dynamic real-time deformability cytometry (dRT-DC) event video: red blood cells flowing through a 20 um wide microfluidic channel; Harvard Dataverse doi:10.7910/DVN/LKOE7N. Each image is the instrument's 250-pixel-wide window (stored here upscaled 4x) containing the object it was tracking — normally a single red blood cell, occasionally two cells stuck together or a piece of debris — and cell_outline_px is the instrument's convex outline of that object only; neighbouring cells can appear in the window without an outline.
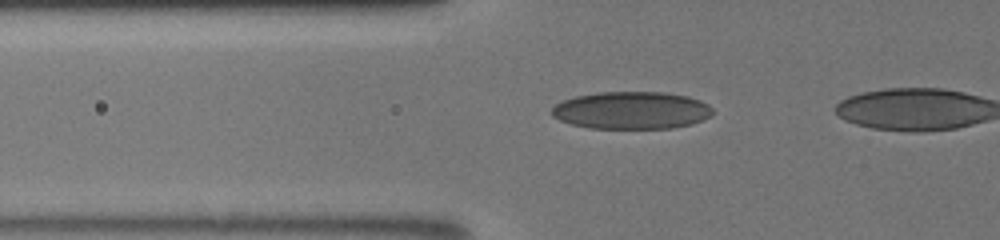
{"species": "human", "species_latin": "Homo sapiens", "temperature_condition": "room temperature", "stored_images_in_passage": 14, "camera_frame_rate_fps": 3000, "um_per_image_px": 0.085, "donor": {"sex": "male"}, "frame": {"image": 1, "passage_image": 10, "time_ms": 5.333, "image_size_px": [1000, 240], "cell_outline_px": [[712, 112], [708, 116], [692, 124], [672, 128], [588, 128], [572, 124], [560, 120], [552, 116], [552, 108], [556, 104], [564, 100], [576, 96], [600, 92], [664, 92], [688, 96], [700, 100], [708, 104], [712, 108]], "centroid_in_image_um": [53.67, 9.37], "position_along_channel_um": 72.1, "area_um2": 34.97}}